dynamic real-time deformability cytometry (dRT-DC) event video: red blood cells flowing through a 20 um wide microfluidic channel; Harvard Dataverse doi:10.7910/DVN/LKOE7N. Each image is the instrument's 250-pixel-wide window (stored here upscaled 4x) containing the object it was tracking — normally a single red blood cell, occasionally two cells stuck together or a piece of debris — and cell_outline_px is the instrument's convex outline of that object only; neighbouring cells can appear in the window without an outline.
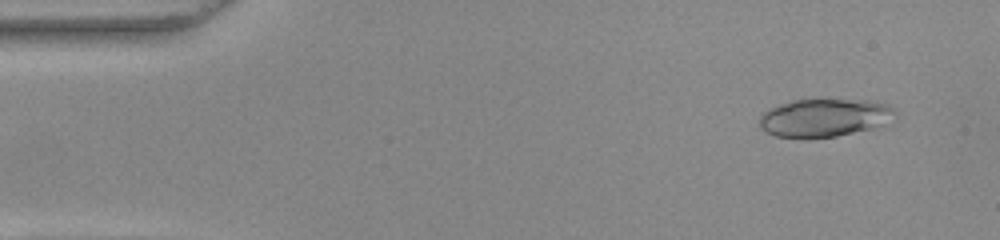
{"species": "common noctule bat (a hibernating species)", "species_latin": "Nyctalus noctula", "temperature_condition": "warm", "stored_images_in_passage": 52, "camera_frame_rate_fps": 3000, "um_per_image_px": 0.085, "animal": {"sex": "female", "body_mass_g": 22.0, "forearm_length_mm": 56.7}, "frame": {"image": 1, "passage_image": 4, "time_ms": 1.0, "image_size_px": [1000, 240], "cell_outline_px": [[896, 116], [892, 124], [884, 128], [836, 136], [804, 140], [776, 136], [760, 128], [760, 116], [768, 108], [792, 100], [864, 100], [888, 104], [896, 108]], "centroid_in_image_um": [70.19, 10.05], "position_along_channel_um": 14.8, "area_um2": 31.27}}
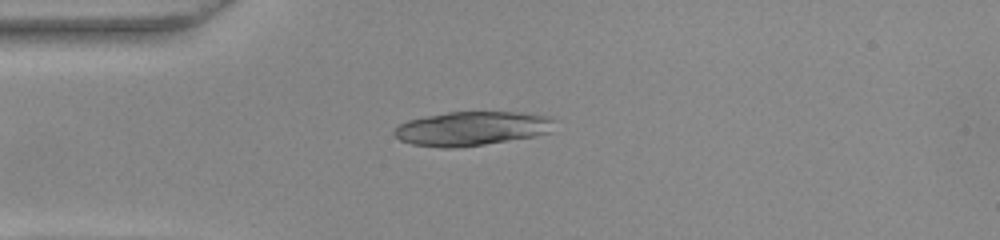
{"frame": {"image": 2, "passage_image": 13, "time_ms": 4.0, "image_size_px": [1000, 240], "cell_outline_px": [[556, 120], [552, 132], [536, 136], [484, 144], [456, 148], [440, 148], [412, 144], [400, 140], [392, 132], [400, 124], [408, 120], [448, 112], [520, 112], [552, 116]], "centroid_in_image_um": [40.17, 10.92], "position_along_channel_um": 44.8, "area_um2": 32.08}}